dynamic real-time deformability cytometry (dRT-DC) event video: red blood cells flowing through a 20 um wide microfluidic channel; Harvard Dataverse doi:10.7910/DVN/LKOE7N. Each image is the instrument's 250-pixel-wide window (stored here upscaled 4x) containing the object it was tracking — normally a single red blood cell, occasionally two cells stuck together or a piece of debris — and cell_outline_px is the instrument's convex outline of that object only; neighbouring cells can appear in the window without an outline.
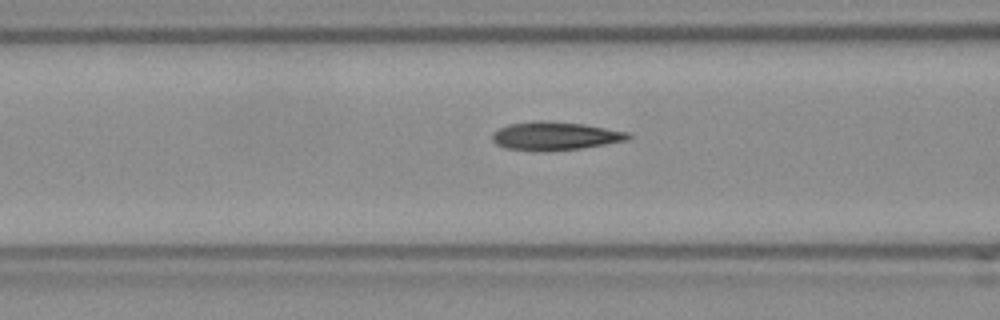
{"species": "Egyptian fruit bat (a non-hibernating species)", "species_latin": "Rousettus aegyptiacus", "temperature_condition": "room temperature", "stored_images_in_passage": 14, "camera_frame_rate_fps": 3000, "um_per_image_px": 0.085, "frame": {"image": 1, "passage_image": 5, "time_ms": 1.333, "image_size_px": [1000, 320], "cell_outline_px": [[632, 136], [628, 140], [580, 148], [508, 148], [496, 144], [492, 140], [492, 136], [500, 128], [508, 124], [536, 120], [544, 120], [584, 124], [628, 132]], "centroid_in_image_um": [47.23, 11.5], "position_along_channel_um": 119.4, "area_um2": 21.33}}